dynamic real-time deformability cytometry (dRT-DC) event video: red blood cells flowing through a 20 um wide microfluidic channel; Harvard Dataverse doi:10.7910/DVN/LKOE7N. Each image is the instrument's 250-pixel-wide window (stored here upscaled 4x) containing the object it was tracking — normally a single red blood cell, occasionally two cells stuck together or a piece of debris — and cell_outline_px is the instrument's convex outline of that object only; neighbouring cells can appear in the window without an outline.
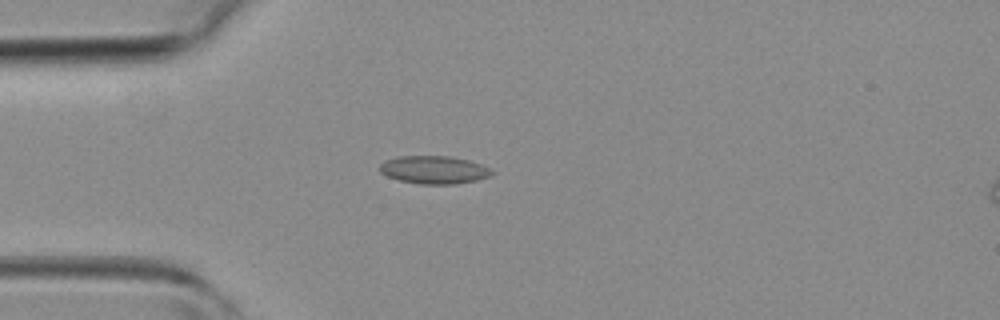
{"species": "common noctule bat (a hibernating species)", "species_latin": "Nyctalus noctula", "temperature_condition": "room temperature", "stored_images_in_passage": 40, "camera_frame_rate_fps": 3000, "um_per_image_px": 0.085, "animal": {"sex": "female", "body_mass_g": 19.3, "forearm_length_mm": 54.1}, "frame": {"image": 1, "passage_image": 10, "time_ms": 3.0, "image_size_px": [1000, 320], "cell_outline_px": [[496, 172], [488, 176], [476, 180], [456, 184], [420, 184], [400, 180], [388, 176], [380, 172], [380, 164], [384, 160], [396, 156], [448, 156], [468, 160], [480, 164]], "centroid_in_image_um": [36.86, 14.43], "position_along_channel_um": 48.1, "area_um2": 18.15}}
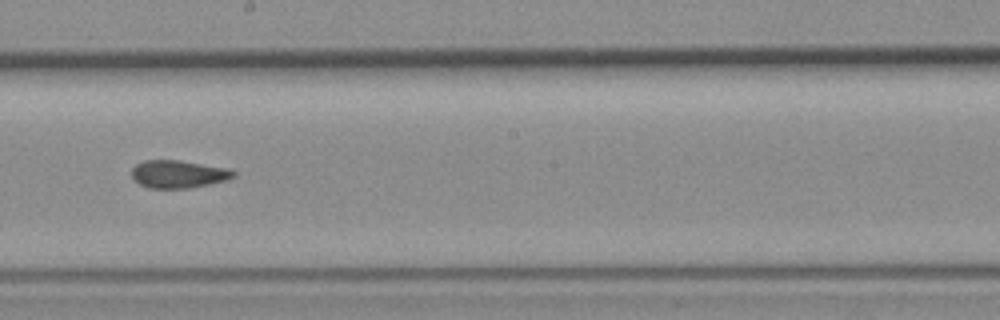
{"frame": {"image": 2, "passage_image": 22, "time_ms": 7.0, "image_size_px": [1000, 320], "cell_outline_px": [[236, 176], [228, 180], [188, 188], [148, 188], [132, 180], [132, 168], [136, 164], [144, 160], [180, 160], [228, 168], [236, 172]], "centroid_in_image_um": [15.16, 14.79], "position_along_channel_um": 233.0, "area_um2": 16.59}}
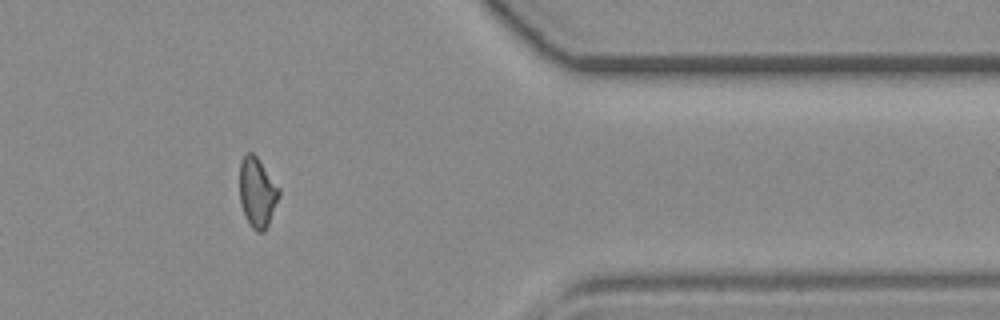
{"frame": {"image": 3, "passage_image": 33, "time_ms": 10.667, "image_size_px": [1000, 320], "cell_outline_px": [[280, 196], [268, 224], [264, 232], [256, 232], [248, 224], [240, 204], [240, 164], [244, 156], [248, 152], [252, 152], [256, 156], [280, 188]], "centroid_in_image_um": [21.87, 16.39], "position_along_channel_um": 389.5, "area_um2": 16.01}}